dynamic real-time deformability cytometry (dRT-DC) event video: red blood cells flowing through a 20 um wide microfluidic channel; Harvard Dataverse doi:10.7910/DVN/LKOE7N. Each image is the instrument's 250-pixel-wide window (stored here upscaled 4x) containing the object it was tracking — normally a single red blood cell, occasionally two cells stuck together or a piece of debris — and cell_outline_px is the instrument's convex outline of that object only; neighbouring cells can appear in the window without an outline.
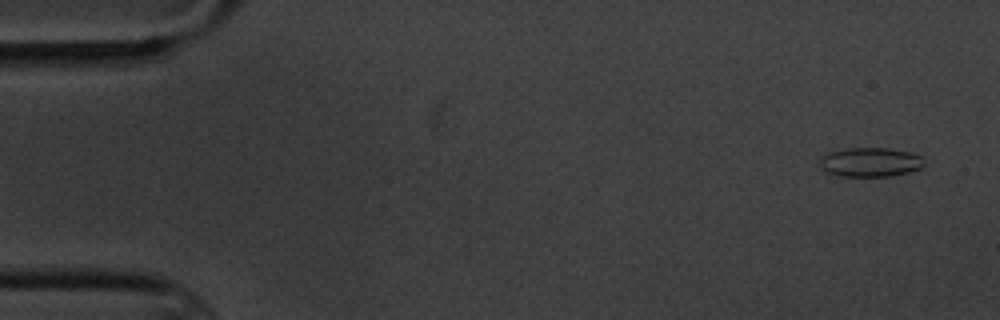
{"species": "common noctule bat (a hibernating species)", "species_latin": "Nyctalus noctula", "temperature_condition": "cold", "stored_images_in_passage": 4, "camera_frame_rate_fps": 3000, "um_per_image_px": 0.085, "animal": {"sex": "male", "body_mass_g": 20.1, "forearm_length_mm": 53.5}, "frame": {"image": 1, "passage_image": 1, "time_ms": 0.0, "image_size_px": [1000, 320], "cell_outline_px": [[924, 164], [920, 168], [908, 172], [888, 176], [840, 176], [824, 172], [820, 168], [820, 156], [832, 152], [848, 148], [888, 148], [908, 152], [920, 156]], "centroid_in_image_um": [73.92, 13.79], "position_along_channel_um": 11.1, "area_um2": 17.63}}
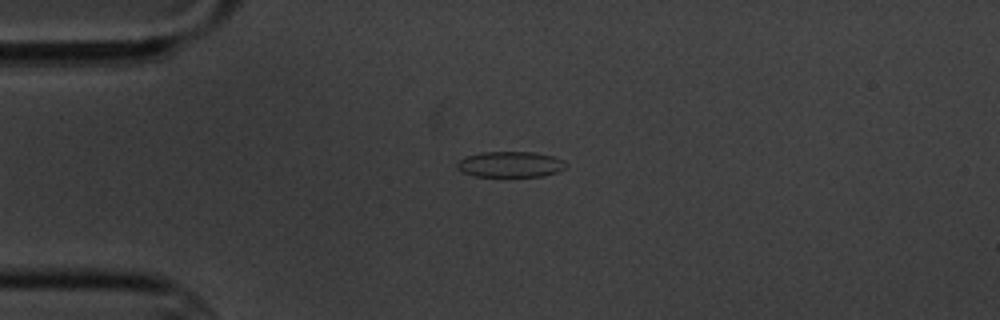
{"frame": {"image": 2, "passage_image": 4, "time_ms": 3.667, "image_size_px": [1000, 320], "cell_outline_px": [[568, 164], [564, 168], [556, 172], [544, 176], [472, 176], [456, 168], [456, 164], [464, 156], [480, 152], [536, 152], [552, 156], [564, 160]], "centroid_in_image_um": [43.37, 13.96], "position_along_channel_um": 41.6, "area_um2": 16.42}}